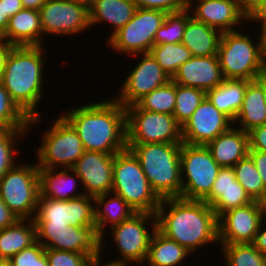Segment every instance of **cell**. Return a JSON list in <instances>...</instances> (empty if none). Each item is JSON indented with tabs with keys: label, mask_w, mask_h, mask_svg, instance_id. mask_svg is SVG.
Here are the masks:
<instances>
[{
	"label": "cell",
	"mask_w": 266,
	"mask_h": 266,
	"mask_svg": "<svg viewBox=\"0 0 266 266\" xmlns=\"http://www.w3.org/2000/svg\"><path fill=\"white\" fill-rule=\"evenodd\" d=\"M13 45H10L0 38V80L4 73L5 61Z\"/></svg>",
	"instance_id": "681fc988"
},
{
	"label": "cell",
	"mask_w": 266,
	"mask_h": 266,
	"mask_svg": "<svg viewBox=\"0 0 266 266\" xmlns=\"http://www.w3.org/2000/svg\"><path fill=\"white\" fill-rule=\"evenodd\" d=\"M206 97V92L192 87L176 84L175 110L177 123L182 127Z\"/></svg>",
	"instance_id": "d590c367"
},
{
	"label": "cell",
	"mask_w": 266,
	"mask_h": 266,
	"mask_svg": "<svg viewBox=\"0 0 266 266\" xmlns=\"http://www.w3.org/2000/svg\"><path fill=\"white\" fill-rule=\"evenodd\" d=\"M140 56L139 63L132 68L127 77L123 79L118 96L115 99L124 107L135 104L144 95L156 88L167 84L171 78L161 68L151 53H142L129 56Z\"/></svg>",
	"instance_id": "9a60e30c"
},
{
	"label": "cell",
	"mask_w": 266,
	"mask_h": 266,
	"mask_svg": "<svg viewBox=\"0 0 266 266\" xmlns=\"http://www.w3.org/2000/svg\"><path fill=\"white\" fill-rule=\"evenodd\" d=\"M137 8L157 9L175 13L187 8V0H133Z\"/></svg>",
	"instance_id": "7bdbcfd3"
},
{
	"label": "cell",
	"mask_w": 266,
	"mask_h": 266,
	"mask_svg": "<svg viewBox=\"0 0 266 266\" xmlns=\"http://www.w3.org/2000/svg\"><path fill=\"white\" fill-rule=\"evenodd\" d=\"M176 83L167 84L144 95L135 104L143 110L173 115L175 110Z\"/></svg>",
	"instance_id": "e575fe53"
},
{
	"label": "cell",
	"mask_w": 266,
	"mask_h": 266,
	"mask_svg": "<svg viewBox=\"0 0 266 266\" xmlns=\"http://www.w3.org/2000/svg\"><path fill=\"white\" fill-rule=\"evenodd\" d=\"M248 80L225 79L216 88L206 92V97L221 112L234 121L244 99Z\"/></svg>",
	"instance_id": "1f68e13d"
},
{
	"label": "cell",
	"mask_w": 266,
	"mask_h": 266,
	"mask_svg": "<svg viewBox=\"0 0 266 266\" xmlns=\"http://www.w3.org/2000/svg\"><path fill=\"white\" fill-rule=\"evenodd\" d=\"M38 169L40 197L67 201L84 195L83 191L81 192L80 189L76 188L81 179L72 168ZM76 189L79 191L76 192Z\"/></svg>",
	"instance_id": "d4e9b609"
},
{
	"label": "cell",
	"mask_w": 266,
	"mask_h": 266,
	"mask_svg": "<svg viewBox=\"0 0 266 266\" xmlns=\"http://www.w3.org/2000/svg\"><path fill=\"white\" fill-rule=\"evenodd\" d=\"M182 192L187 200H203L210 192L221 167L206 145L181 144Z\"/></svg>",
	"instance_id": "30bf717a"
},
{
	"label": "cell",
	"mask_w": 266,
	"mask_h": 266,
	"mask_svg": "<svg viewBox=\"0 0 266 266\" xmlns=\"http://www.w3.org/2000/svg\"><path fill=\"white\" fill-rule=\"evenodd\" d=\"M0 266H12L9 260H0Z\"/></svg>",
	"instance_id": "94428289"
},
{
	"label": "cell",
	"mask_w": 266,
	"mask_h": 266,
	"mask_svg": "<svg viewBox=\"0 0 266 266\" xmlns=\"http://www.w3.org/2000/svg\"><path fill=\"white\" fill-rule=\"evenodd\" d=\"M255 80L261 85L262 90H263V97H264V102L266 104V69L261 72Z\"/></svg>",
	"instance_id": "6f0895ef"
},
{
	"label": "cell",
	"mask_w": 266,
	"mask_h": 266,
	"mask_svg": "<svg viewBox=\"0 0 266 266\" xmlns=\"http://www.w3.org/2000/svg\"><path fill=\"white\" fill-rule=\"evenodd\" d=\"M222 32L191 17L185 26L182 44L193 56L217 55Z\"/></svg>",
	"instance_id": "83f0119b"
},
{
	"label": "cell",
	"mask_w": 266,
	"mask_h": 266,
	"mask_svg": "<svg viewBox=\"0 0 266 266\" xmlns=\"http://www.w3.org/2000/svg\"><path fill=\"white\" fill-rule=\"evenodd\" d=\"M261 222L256 201L227 210L218 217L219 245L252 243Z\"/></svg>",
	"instance_id": "ac0fdd59"
},
{
	"label": "cell",
	"mask_w": 266,
	"mask_h": 266,
	"mask_svg": "<svg viewBox=\"0 0 266 266\" xmlns=\"http://www.w3.org/2000/svg\"><path fill=\"white\" fill-rule=\"evenodd\" d=\"M252 244L260 253L266 256V220H262Z\"/></svg>",
	"instance_id": "c3c4849f"
},
{
	"label": "cell",
	"mask_w": 266,
	"mask_h": 266,
	"mask_svg": "<svg viewBox=\"0 0 266 266\" xmlns=\"http://www.w3.org/2000/svg\"><path fill=\"white\" fill-rule=\"evenodd\" d=\"M136 10L137 7L133 0H93L89 8L90 28L104 22L106 25H112L109 39L131 20Z\"/></svg>",
	"instance_id": "4316f807"
},
{
	"label": "cell",
	"mask_w": 266,
	"mask_h": 266,
	"mask_svg": "<svg viewBox=\"0 0 266 266\" xmlns=\"http://www.w3.org/2000/svg\"><path fill=\"white\" fill-rule=\"evenodd\" d=\"M70 1H73V2L78 3V4H82L85 7H87L88 9L90 8V6L93 3V0H70Z\"/></svg>",
	"instance_id": "91938a15"
},
{
	"label": "cell",
	"mask_w": 266,
	"mask_h": 266,
	"mask_svg": "<svg viewBox=\"0 0 266 266\" xmlns=\"http://www.w3.org/2000/svg\"><path fill=\"white\" fill-rule=\"evenodd\" d=\"M39 15L44 39L47 35L74 38L90 29L89 9L70 0H47Z\"/></svg>",
	"instance_id": "5bb4252c"
},
{
	"label": "cell",
	"mask_w": 266,
	"mask_h": 266,
	"mask_svg": "<svg viewBox=\"0 0 266 266\" xmlns=\"http://www.w3.org/2000/svg\"><path fill=\"white\" fill-rule=\"evenodd\" d=\"M35 225L95 226L94 197L82 195L67 201L39 197Z\"/></svg>",
	"instance_id": "4fadbf2b"
},
{
	"label": "cell",
	"mask_w": 266,
	"mask_h": 266,
	"mask_svg": "<svg viewBox=\"0 0 266 266\" xmlns=\"http://www.w3.org/2000/svg\"><path fill=\"white\" fill-rule=\"evenodd\" d=\"M54 119L42 132L40 146L34 151L36 164L45 169L72 168L85 149L77 131L62 115Z\"/></svg>",
	"instance_id": "ba28073f"
},
{
	"label": "cell",
	"mask_w": 266,
	"mask_h": 266,
	"mask_svg": "<svg viewBox=\"0 0 266 266\" xmlns=\"http://www.w3.org/2000/svg\"><path fill=\"white\" fill-rule=\"evenodd\" d=\"M192 255L176 241L163 235L158 229L153 233L144 266H190L185 260Z\"/></svg>",
	"instance_id": "f546056e"
},
{
	"label": "cell",
	"mask_w": 266,
	"mask_h": 266,
	"mask_svg": "<svg viewBox=\"0 0 266 266\" xmlns=\"http://www.w3.org/2000/svg\"><path fill=\"white\" fill-rule=\"evenodd\" d=\"M220 167H233L249 155V134L232 125L227 131L206 144Z\"/></svg>",
	"instance_id": "603a6c76"
},
{
	"label": "cell",
	"mask_w": 266,
	"mask_h": 266,
	"mask_svg": "<svg viewBox=\"0 0 266 266\" xmlns=\"http://www.w3.org/2000/svg\"><path fill=\"white\" fill-rule=\"evenodd\" d=\"M258 30L260 31V36H261L262 58L266 66V26L261 27Z\"/></svg>",
	"instance_id": "9f6ffc18"
},
{
	"label": "cell",
	"mask_w": 266,
	"mask_h": 266,
	"mask_svg": "<svg viewBox=\"0 0 266 266\" xmlns=\"http://www.w3.org/2000/svg\"><path fill=\"white\" fill-rule=\"evenodd\" d=\"M233 169L236 180L253 201H256L266 191L261 176L249 155L235 164Z\"/></svg>",
	"instance_id": "f35d334b"
},
{
	"label": "cell",
	"mask_w": 266,
	"mask_h": 266,
	"mask_svg": "<svg viewBox=\"0 0 266 266\" xmlns=\"http://www.w3.org/2000/svg\"><path fill=\"white\" fill-rule=\"evenodd\" d=\"M223 253V266H266V256L252 243L219 245Z\"/></svg>",
	"instance_id": "836d02e7"
},
{
	"label": "cell",
	"mask_w": 266,
	"mask_h": 266,
	"mask_svg": "<svg viewBox=\"0 0 266 266\" xmlns=\"http://www.w3.org/2000/svg\"><path fill=\"white\" fill-rule=\"evenodd\" d=\"M187 9L195 20L222 33L247 22V0H187Z\"/></svg>",
	"instance_id": "2e32d148"
},
{
	"label": "cell",
	"mask_w": 266,
	"mask_h": 266,
	"mask_svg": "<svg viewBox=\"0 0 266 266\" xmlns=\"http://www.w3.org/2000/svg\"><path fill=\"white\" fill-rule=\"evenodd\" d=\"M9 261L12 266H48L45 248L38 241L13 255Z\"/></svg>",
	"instance_id": "b9f144b4"
},
{
	"label": "cell",
	"mask_w": 266,
	"mask_h": 266,
	"mask_svg": "<svg viewBox=\"0 0 266 266\" xmlns=\"http://www.w3.org/2000/svg\"><path fill=\"white\" fill-rule=\"evenodd\" d=\"M36 241L34 220L18 219L13 225L0 231V260H9Z\"/></svg>",
	"instance_id": "4dcf8cb0"
},
{
	"label": "cell",
	"mask_w": 266,
	"mask_h": 266,
	"mask_svg": "<svg viewBox=\"0 0 266 266\" xmlns=\"http://www.w3.org/2000/svg\"><path fill=\"white\" fill-rule=\"evenodd\" d=\"M249 156L253 160L261 179L266 187V152L259 150H249Z\"/></svg>",
	"instance_id": "bcb514c9"
},
{
	"label": "cell",
	"mask_w": 266,
	"mask_h": 266,
	"mask_svg": "<svg viewBox=\"0 0 266 266\" xmlns=\"http://www.w3.org/2000/svg\"><path fill=\"white\" fill-rule=\"evenodd\" d=\"M167 13L157 9L137 8L131 20L108 40L106 45L115 52L132 56L150 53L157 30Z\"/></svg>",
	"instance_id": "7c38bea8"
},
{
	"label": "cell",
	"mask_w": 266,
	"mask_h": 266,
	"mask_svg": "<svg viewBox=\"0 0 266 266\" xmlns=\"http://www.w3.org/2000/svg\"><path fill=\"white\" fill-rule=\"evenodd\" d=\"M37 241L45 249H56L88 254L93 260L101 257V237L96 226L68 225L59 232H36Z\"/></svg>",
	"instance_id": "ffe728a7"
},
{
	"label": "cell",
	"mask_w": 266,
	"mask_h": 266,
	"mask_svg": "<svg viewBox=\"0 0 266 266\" xmlns=\"http://www.w3.org/2000/svg\"><path fill=\"white\" fill-rule=\"evenodd\" d=\"M5 7L8 18L23 9L21 0H5Z\"/></svg>",
	"instance_id": "f907efd6"
},
{
	"label": "cell",
	"mask_w": 266,
	"mask_h": 266,
	"mask_svg": "<svg viewBox=\"0 0 266 266\" xmlns=\"http://www.w3.org/2000/svg\"><path fill=\"white\" fill-rule=\"evenodd\" d=\"M249 134V150L266 152V124L253 128Z\"/></svg>",
	"instance_id": "f6af8a7d"
},
{
	"label": "cell",
	"mask_w": 266,
	"mask_h": 266,
	"mask_svg": "<svg viewBox=\"0 0 266 266\" xmlns=\"http://www.w3.org/2000/svg\"><path fill=\"white\" fill-rule=\"evenodd\" d=\"M0 196L18 219L34 220L40 197L36 162L19 163L9 169L0 179Z\"/></svg>",
	"instance_id": "9c48e42d"
},
{
	"label": "cell",
	"mask_w": 266,
	"mask_h": 266,
	"mask_svg": "<svg viewBox=\"0 0 266 266\" xmlns=\"http://www.w3.org/2000/svg\"><path fill=\"white\" fill-rule=\"evenodd\" d=\"M181 144H127V148L138 158L152 190L160 199L181 197Z\"/></svg>",
	"instance_id": "277c9868"
},
{
	"label": "cell",
	"mask_w": 266,
	"mask_h": 266,
	"mask_svg": "<svg viewBox=\"0 0 266 266\" xmlns=\"http://www.w3.org/2000/svg\"><path fill=\"white\" fill-rule=\"evenodd\" d=\"M178 85L201 89L205 92L221 85L225 80L218 55L192 56L171 78Z\"/></svg>",
	"instance_id": "44dd1931"
},
{
	"label": "cell",
	"mask_w": 266,
	"mask_h": 266,
	"mask_svg": "<svg viewBox=\"0 0 266 266\" xmlns=\"http://www.w3.org/2000/svg\"><path fill=\"white\" fill-rule=\"evenodd\" d=\"M232 125L233 121L205 97L182 126V140L191 145H206Z\"/></svg>",
	"instance_id": "e0dca14e"
},
{
	"label": "cell",
	"mask_w": 266,
	"mask_h": 266,
	"mask_svg": "<svg viewBox=\"0 0 266 266\" xmlns=\"http://www.w3.org/2000/svg\"><path fill=\"white\" fill-rule=\"evenodd\" d=\"M102 101L70 108L61 115L77 131L85 150L116 154L127 148L125 107L114 96Z\"/></svg>",
	"instance_id": "7a4b0ae2"
},
{
	"label": "cell",
	"mask_w": 266,
	"mask_h": 266,
	"mask_svg": "<svg viewBox=\"0 0 266 266\" xmlns=\"http://www.w3.org/2000/svg\"><path fill=\"white\" fill-rule=\"evenodd\" d=\"M156 219L157 229L191 254L207 244L219 243L218 217L203 200L161 199Z\"/></svg>",
	"instance_id": "6da1fadb"
},
{
	"label": "cell",
	"mask_w": 266,
	"mask_h": 266,
	"mask_svg": "<svg viewBox=\"0 0 266 266\" xmlns=\"http://www.w3.org/2000/svg\"><path fill=\"white\" fill-rule=\"evenodd\" d=\"M115 154L85 150L72 169L81 179L84 194L95 197L112 190Z\"/></svg>",
	"instance_id": "d6986e66"
},
{
	"label": "cell",
	"mask_w": 266,
	"mask_h": 266,
	"mask_svg": "<svg viewBox=\"0 0 266 266\" xmlns=\"http://www.w3.org/2000/svg\"><path fill=\"white\" fill-rule=\"evenodd\" d=\"M48 266H88L93 260L88 254L45 249Z\"/></svg>",
	"instance_id": "60d3db41"
},
{
	"label": "cell",
	"mask_w": 266,
	"mask_h": 266,
	"mask_svg": "<svg viewBox=\"0 0 266 266\" xmlns=\"http://www.w3.org/2000/svg\"><path fill=\"white\" fill-rule=\"evenodd\" d=\"M247 22L259 24V29L266 26V0H247Z\"/></svg>",
	"instance_id": "ee69618b"
},
{
	"label": "cell",
	"mask_w": 266,
	"mask_h": 266,
	"mask_svg": "<svg viewBox=\"0 0 266 266\" xmlns=\"http://www.w3.org/2000/svg\"><path fill=\"white\" fill-rule=\"evenodd\" d=\"M126 143H183L182 127L173 115L140 109L136 104L125 107Z\"/></svg>",
	"instance_id": "8fae6325"
},
{
	"label": "cell",
	"mask_w": 266,
	"mask_h": 266,
	"mask_svg": "<svg viewBox=\"0 0 266 266\" xmlns=\"http://www.w3.org/2000/svg\"><path fill=\"white\" fill-rule=\"evenodd\" d=\"M0 38L13 46H43L45 43L39 11L21 9L9 18L7 28Z\"/></svg>",
	"instance_id": "cb8c5ba5"
},
{
	"label": "cell",
	"mask_w": 266,
	"mask_h": 266,
	"mask_svg": "<svg viewBox=\"0 0 266 266\" xmlns=\"http://www.w3.org/2000/svg\"><path fill=\"white\" fill-rule=\"evenodd\" d=\"M234 124L245 132L266 124L263 90L256 80L247 83L242 106L233 121Z\"/></svg>",
	"instance_id": "f1b7e54d"
},
{
	"label": "cell",
	"mask_w": 266,
	"mask_h": 266,
	"mask_svg": "<svg viewBox=\"0 0 266 266\" xmlns=\"http://www.w3.org/2000/svg\"><path fill=\"white\" fill-rule=\"evenodd\" d=\"M29 132V129H0V179L17 164L15 157L20 149L15 146H19L18 142L27 138Z\"/></svg>",
	"instance_id": "8d00e7d4"
},
{
	"label": "cell",
	"mask_w": 266,
	"mask_h": 266,
	"mask_svg": "<svg viewBox=\"0 0 266 266\" xmlns=\"http://www.w3.org/2000/svg\"><path fill=\"white\" fill-rule=\"evenodd\" d=\"M29 118L11 100L0 80V129H28Z\"/></svg>",
	"instance_id": "ab89813d"
},
{
	"label": "cell",
	"mask_w": 266,
	"mask_h": 266,
	"mask_svg": "<svg viewBox=\"0 0 266 266\" xmlns=\"http://www.w3.org/2000/svg\"><path fill=\"white\" fill-rule=\"evenodd\" d=\"M238 30L223 32L221 35L217 52L221 71L224 79L252 81L266 69L262 58L261 36L258 33L255 42V37L242 33L241 28Z\"/></svg>",
	"instance_id": "5b68a950"
},
{
	"label": "cell",
	"mask_w": 266,
	"mask_h": 266,
	"mask_svg": "<svg viewBox=\"0 0 266 266\" xmlns=\"http://www.w3.org/2000/svg\"><path fill=\"white\" fill-rule=\"evenodd\" d=\"M47 0H21L22 6L25 9H32L39 11Z\"/></svg>",
	"instance_id": "f5cc1de1"
},
{
	"label": "cell",
	"mask_w": 266,
	"mask_h": 266,
	"mask_svg": "<svg viewBox=\"0 0 266 266\" xmlns=\"http://www.w3.org/2000/svg\"><path fill=\"white\" fill-rule=\"evenodd\" d=\"M217 217L229 209L246 206L253 202L243 186L236 180L233 167H221L211 192L203 199Z\"/></svg>",
	"instance_id": "7402d4cb"
},
{
	"label": "cell",
	"mask_w": 266,
	"mask_h": 266,
	"mask_svg": "<svg viewBox=\"0 0 266 266\" xmlns=\"http://www.w3.org/2000/svg\"><path fill=\"white\" fill-rule=\"evenodd\" d=\"M111 192L122 197L136 212L156 214L161 202L152 190L138 158L128 148L114 156Z\"/></svg>",
	"instance_id": "8992f818"
},
{
	"label": "cell",
	"mask_w": 266,
	"mask_h": 266,
	"mask_svg": "<svg viewBox=\"0 0 266 266\" xmlns=\"http://www.w3.org/2000/svg\"><path fill=\"white\" fill-rule=\"evenodd\" d=\"M17 220L18 218L8 208L0 196V231L13 225Z\"/></svg>",
	"instance_id": "7dc6e473"
},
{
	"label": "cell",
	"mask_w": 266,
	"mask_h": 266,
	"mask_svg": "<svg viewBox=\"0 0 266 266\" xmlns=\"http://www.w3.org/2000/svg\"><path fill=\"white\" fill-rule=\"evenodd\" d=\"M262 220H266V191L256 200Z\"/></svg>",
	"instance_id": "11a10c76"
},
{
	"label": "cell",
	"mask_w": 266,
	"mask_h": 266,
	"mask_svg": "<svg viewBox=\"0 0 266 266\" xmlns=\"http://www.w3.org/2000/svg\"><path fill=\"white\" fill-rule=\"evenodd\" d=\"M9 18L7 17L5 0H0V37L7 28Z\"/></svg>",
	"instance_id": "816d5d0a"
},
{
	"label": "cell",
	"mask_w": 266,
	"mask_h": 266,
	"mask_svg": "<svg viewBox=\"0 0 266 266\" xmlns=\"http://www.w3.org/2000/svg\"><path fill=\"white\" fill-rule=\"evenodd\" d=\"M103 257H104L103 253L101 252V257L98 259L92 260L88 266H123V265L113 264L109 262L104 263V261H102V259H104Z\"/></svg>",
	"instance_id": "680465c9"
},
{
	"label": "cell",
	"mask_w": 266,
	"mask_h": 266,
	"mask_svg": "<svg viewBox=\"0 0 266 266\" xmlns=\"http://www.w3.org/2000/svg\"><path fill=\"white\" fill-rule=\"evenodd\" d=\"M44 46H13L5 61L2 85L11 100L29 118L28 129L41 123L38 105L44 94ZM44 53V54H43ZM44 82V83H43ZM43 88V89H42ZM41 101V102H39Z\"/></svg>",
	"instance_id": "3957f363"
},
{
	"label": "cell",
	"mask_w": 266,
	"mask_h": 266,
	"mask_svg": "<svg viewBox=\"0 0 266 266\" xmlns=\"http://www.w3.org/2000/svg\"><path fill=\"white\" fill-rule=\"evenodd\" d=\"M156 229V214L147 212H137L129 219L111 227V238L119 256L107 262L123 266H133L134 263L144 265L150 240Z\"/></svg>",
	"instance_id": "52a82bcc"
},
{
	"label": "cell",
	"mask_w": 266,
	"mask_h": 266,
	"mask_svg": "<svg viewBox=\"0 0 266 266\" xmlns=\"http://www.w3.org/2000/svg\"><path fill=\"white\" fill-rule=\"evenodd\" d=\"M94 210L96 231L101 237V252L103 251V246L107 244V240H104L107 225L113 227L137 213L122 197L113 192L95 196Z\"/></svg>",
	"instance_id": "484cf974"
},
{
	"label": "cell",
	"mask_w": 266,
	"mask_h": 266,
	"mask_svg": "<svg viewBox=\"0 0 266 266\" xmlns=\"http://www.w3.org/2000/svg\"><path fill=\"white\" fill-rule=\"evenodd\" d=\"M186 8L175 13H168L162 26L157 30L154 45L181 43L187 21L192 17Z\"/></svg>",
	"instance_id": "74e56055"
},
{
	"label": "cell",
	"mask_w": 266,
	"mask_h": 266,
	"mask_svg": "<svg viewBox=\"0 0 266 266\" xmlns=\"http://www.w3.org/2000/svg\"><path fill=\"white\" fill-rule=\"evenodd\" d=\"M68 225H36V232H59L66 229Z\"/></svg>",
	"instance_id": "db71d44e"
},
{
	"label": "cell",
	"mask_w": 266,
	"mask_h": 266,
	"mask_svg": "<svg viewBox=\"0 0 266 266\" xmlns=\"http://www.w3.org/2000/svg\"><path fill=\"white\" fill-rule=\"evenodd\" d=\"M150 53L170 78L193 56L182 43L153 45Z\"/></svg>",
	"instance_id": "d6a6232c"
}]
</instances>
